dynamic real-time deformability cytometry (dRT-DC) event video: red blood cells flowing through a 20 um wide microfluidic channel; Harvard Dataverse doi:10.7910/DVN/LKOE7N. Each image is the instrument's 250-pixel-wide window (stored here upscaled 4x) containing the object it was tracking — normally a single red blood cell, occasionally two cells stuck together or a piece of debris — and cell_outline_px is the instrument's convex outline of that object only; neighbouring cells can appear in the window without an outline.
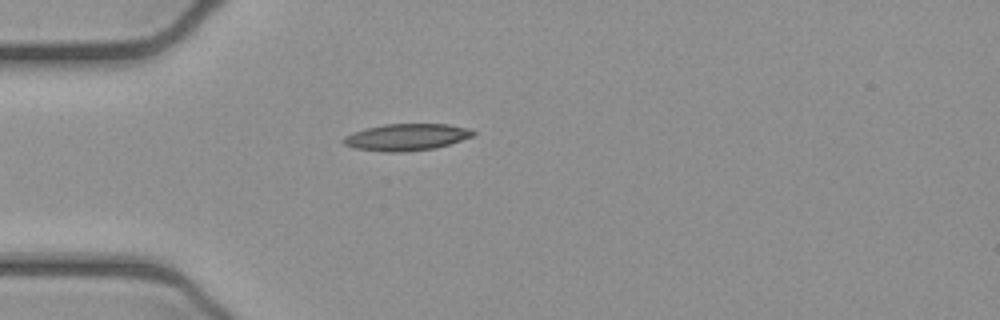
{"species": "common noctule bat (a hibernating species)", "species_latin": "Nyctalus noctula", "temperature_condition": "cold", "stored_images_in_passage": 35, "camera_frame_rate_fps": 3000, "um_per_image_px": 0.085, "animal": {"sex": "female", "body_mass_g": 21.9}, "frame": {"image": 1, "passage_image": 1, "time_ms": 0.0, "image_size_px": [1000, 320], "cell_outline_px": [[476, 132], [472, 136], [436, 148], [404, 152], [384, 152], [352, 148], [344, 144], [340, 140], [344, 136], [352, 132], [364, 128], [384, 124], [448, 124], [468, 128]], "centroid_in_image_um": [34.47, 11.66], "position_along_channel_um": 50.5, "area_um2": 20.4}}
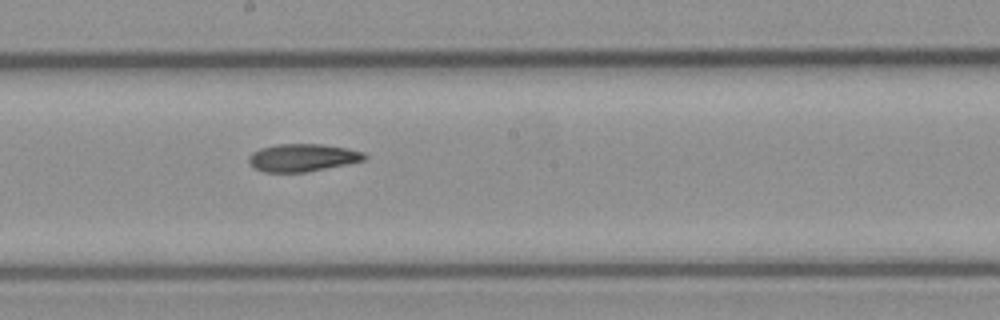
{"frame": {"image": 2, "passage_image": 15, "time_ms": 4.667, "image_size_px": [1000, 320], "cell_outline_px": [[368, 156], [364, 160], [304, 172], [264, 172], [248, 164], [248, 156], [252, 152], [260, 148], [276, 144], [320, 144], [348, 148], [364, 152]], "centroid_in_image_um": [25.68, 13.39], "position_along_channel_um": 222.5, "area_um2": 18.55}}
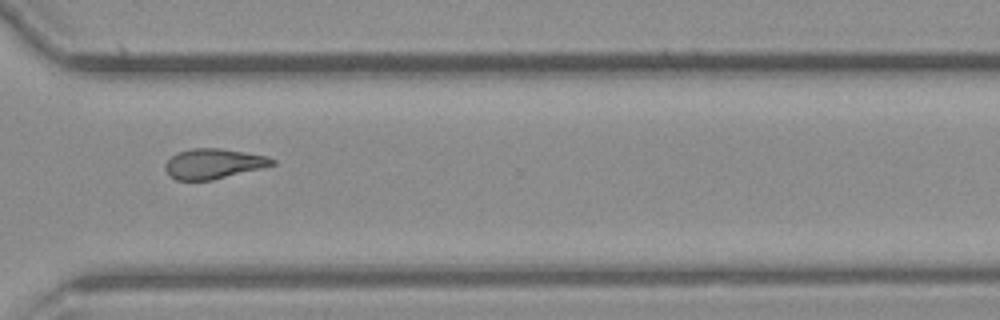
{"frame": {"image": 3, "passage_image": 25, "time_ms": 8.0, "image_size_px": [1000, 320], "cell_outline_px": [[276, 164], [212, 180], [176, 180], [168, 176], [164, 168], [164, 164], [176, 152], [192, 148], [220, 148], [268, 156], [276, 160]], "centroid_in_image_um": [18.11, 13.91], "position_along_channel_um": 352.5, "area_um2": 18.79}, "authors_computed_cell_mechanics": {"area_um2": 19.0162, "velocity_mm_per_s": 3.9169, "shape_relaxation_time_tau1_ms": 9.9134, "shape_relaxation_time_tau2_ms": null, "deformation_change_tau1": 0.215, "deformation_change_tau2": null}}